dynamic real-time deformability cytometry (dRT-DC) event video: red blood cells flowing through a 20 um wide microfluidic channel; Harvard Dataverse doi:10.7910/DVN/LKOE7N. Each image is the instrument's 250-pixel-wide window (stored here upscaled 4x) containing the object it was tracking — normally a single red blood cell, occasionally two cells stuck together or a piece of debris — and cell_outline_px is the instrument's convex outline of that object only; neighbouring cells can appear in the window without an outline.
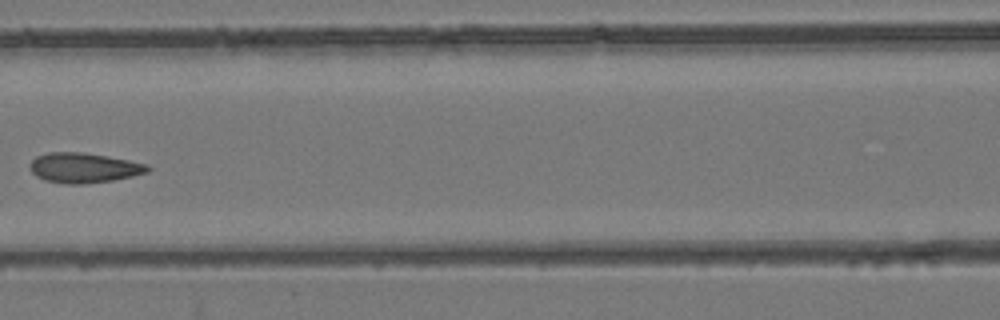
{"species": "common noctule bat (a hibernating species)", "species_latin": "Nyctalus noctula", "temperature_condition": "room temperature", "stored_images_in_passage": 9, "camera_frame_rate_fps": 3000, "um_per_image_px": 0.085, "animal": {"sex": "female", "body_mass_g": 24.6, "forearm_length_mm": 56.2}, "frame": {"image": 1, "passage_image": 8, "time_ms": 8.0, "image_size_px": [1000, 320], "cell_outline_px": [[152, 168], [148, 172], [132, 176], [112, 180], [84, 184], [64, 184], [44, 180], [36, 176], [32, 172], [28, 164], [36, 156], [48, 152], [84, 152], [128, 160], [148, 164]], "centroid_in_image_um": [7.11, 14.26], "position_along_channel_um": 159.5, "area_um2": 20.69}}
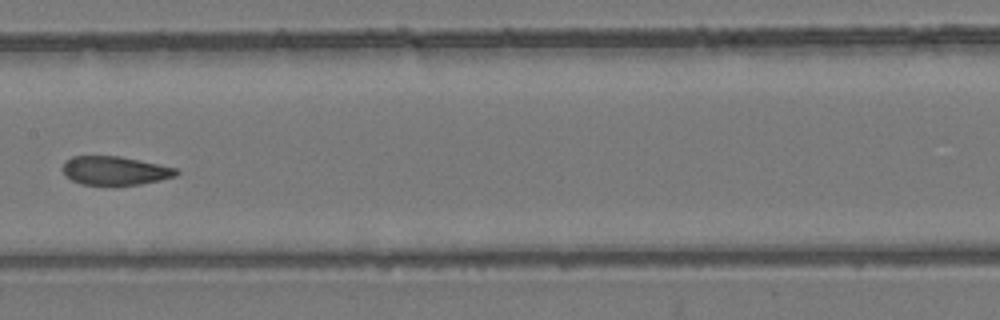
{"frame": {"image": 2, "passage_image": 9, "time_ms": 9.0, "image_size_px": [1000, 320], "cell_outline_px": [[180, 172], [176, 176], [160, 180], [140, 184], [80, 184], [72, 180], [64, 172], [64, 160], [72, 156], [120, 156], [176, 168]], "centroid_in_image_um": [9.78, 14.49], "position_along_channel_um": 197.6, "area_um2": 18.67}}